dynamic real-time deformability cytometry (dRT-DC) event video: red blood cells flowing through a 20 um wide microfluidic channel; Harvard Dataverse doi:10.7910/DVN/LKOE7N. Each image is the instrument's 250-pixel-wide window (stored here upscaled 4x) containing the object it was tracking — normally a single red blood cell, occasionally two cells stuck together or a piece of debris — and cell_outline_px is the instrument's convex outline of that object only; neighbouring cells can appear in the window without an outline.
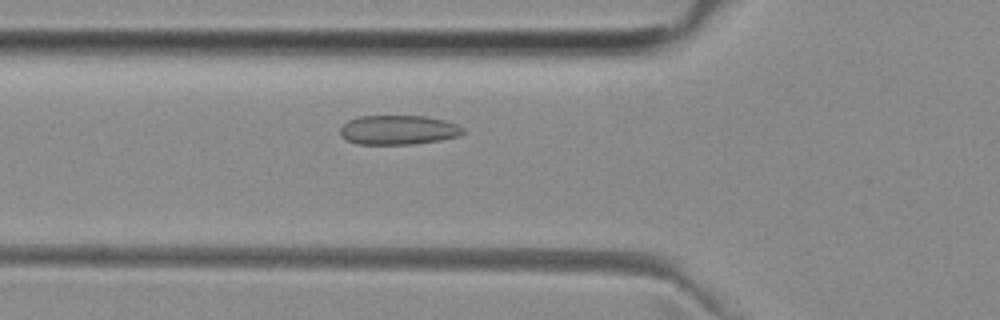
{"species": "common noctule bat (a hibernating species)", "species_latin": "Nyctalus noctula", "temperature_condition": "room temperature", "stored_images_in_passage": 49, "camera_frame_rate_fps": 3000, "um_per_image_px": 0.085, "animal": {"sex": "female", "body_mass_g": 29.2, "forearm_length_mm": 56.3}, "frame": {"image": 1, "passage_image": 15, "time_ms": 4.667, "image_size_px": [1000, 320], "cell_outline_px": [[464, 132], [460, 136], [440, 140], [412, 144], [356, 144], [340, 136], [340, 128], [348, 120], [360, 116], [424, 116], [444, 120], [456, 124], [464, 128]], "centroid_in_image_um": [33.85, 11.05], "position_along_channel_um": 91.9, "area_um2": 21.04}}
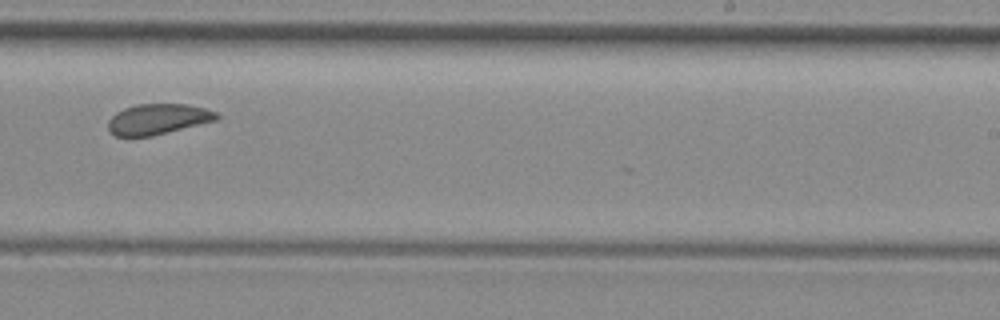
{"frame": {"image": 2, "passage_image": 29, "time_ms": 9.333, "image_size_px": [1000, 320], "cell_outline_px": [[220, 116], [216, 120], [152, 136], [116, 136], [108, 128], [108, 120], [116, 112], [124, 108], [136, 104], [188, 104], [220, 112]], "centroid_in_image_um": [13.44, 10.11], "position_along_channel_um": 275.6, "area_um2": 19.31}}
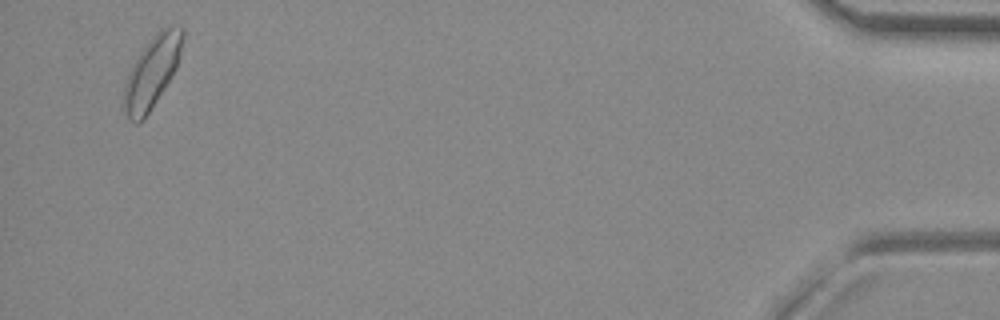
{"frame": {"image": 3, "passage_image": 47, "time_ms": 15.333, "image_size_px": [1000, 320], "cell_outline_px": [[184, 36], [180, 56], [176, 68], [172, 76], [148, 112], [136, 124], [120, 108], [124, 88], [128, 72], [144, 48], [156, 32], [160, 28], [184, 28]], "centroid_in_image_um": [12.9, 6.15], "position_along_channel_um": 422.3, "area_um2": 23.87}, "authors_computed_cell_mechanics": {"area_um2": 20.7502, "velocity_mm_per_s": 3.9347, "shape_relaxation_time_tau1_ms": null, "shape_relaxation_time_tau2_ms": 1.815, "deformation_change_tau1": null, "deformation_change_tau2": 0.0691}}